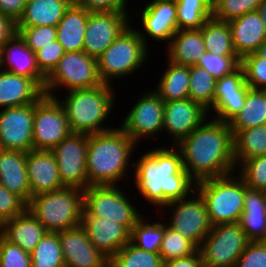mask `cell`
Wrapping results in <instances>:
<instances>
[{
  "instance_id": "obj_28",
  "label": "cell",
  "mask_w": 266,
  "mask_h": 267,
  "mask_svg": "<svg viewBox=\"0 0 266 267\" xmlns=\"http://www.w3.org/2000/svg\"><path fill=\"white\" fill-rule=\"evenodd\" d=\"M89 11L74 2L66 9L58 23L57 40L65 52L83 51Z\"/></svg>"
},
{
  "instance_id": "obj_29",
  "label": "cell",
  "mask_w": 266,
  "mask_h": 267,
  "mask_svg": "<svg viewBox=\"0 0 266 267\" xmlns=\"http://www.w3.org/2000/svg\"><path fill=\"white\" fill-rule=\"evenodd\" d=\"M46 233L44 226L28 209L4 222L3 236L28 253L34 250Z\"/></svg>"
},
{
  "instance_id": "obj_13",
  "label": "cell",
  "mask_w": 266,
  "mask_h": 267,
  "mask_svg": "<svg viewBox=\"0 0 266 267\" xmlns=\"http://www.w3.org/2000/svg\"><path fill=\"white\" fill-rule=\"evenodd\" d=\"M88 134L70 133L51 151L53 152L61 182L65 187L81 190L88 188L86 157Z\"/></svg>"
},
{
  "instance_id": "obj_21",
  "label": "cell",
  "mask_w": 266,
  "mask_h": 267,
  "mask_svg": "<svg viewBox=\"0 0 266 267\" xmlns=\"http://www.w3.org/2000/svg\"><path fill=\"white\" fill-rule=\"evenodd\" d=\"M81 226L91 243L109 260L131 240V231L122 224L96 216H82Z\"/></svg>"
},
{
  "instance_id": "obj_9",
  "label": "cell",
  "mask_w": 266,
  "mask_h": 267,
  "mask_svg": "<svg viewBox=\"0 0 266 267\" xmlns=\"http://www.w3.org/2000/svg\"><path fill=\"white\" fill-rule=\"evenodd\" d=\"M118 185H92L83 190L82 216H96L125 225L130 231L142 217ZM128 197V198H127Z\"/></svg>"
},
{
  "instance_id": "obj_15",
  "label": "cell",
  "mask_w": 266,
  "mask_h": 267,
  "mask_svg": "<svg viewBox=\"0 0 266 267\" xmlns=\"http://www.w3.org/2000/svg\"><path fill=\"white\" fill-rule=\"evenodd\" d=\"M129 11L90 12L83 51L97 59L130 24Z\"/></svg>"
},
{
  "instance_id": "obj_2",
  "label": "cell",
  "mask_w": 266,
  "mask_h": 267,
  "mask_svg": "<svg viewBox=\"0 0 266 267\" xmlns=\"http://www.w3.org/2000/svg\"><path fill=\"white\" fill-rule=\"evenodd\" d=\"M207 120L175 145L182 154L183 168L196 182L237 171L229 123L213 117Z\"/></svg>"
},
{
  "instance_id": "obj_46",
  "label": "cell",
  "mask_w": 266,
  "mask_h": 267,
  "mask_svg": "<svg viewBox=\"0 0 266 267\" xmlns=\"http://www.w3.org/2000/svg\"><path fill=\"white\" fill-rule=\"evenodd\" d=\"M17 33L35 53L57 39V29L53 26L16 27Z\"/></svg>"
},
{
  "instance_id": "obj_30",
  "label": "cell",
  "mask_w": 266,
  "mask_h": 267,
  "mask_svg": "<svg viewBox=\"0 0 266 267\" xmlns=\"http://www.w3.org/2000/svg\"><path fill=\"white\" fill-rule=\"evenodd\" d=\"M167 47L168 60L179 65H196L206 52L201 29L177 30Z\"/></svg>"
},
{
  "instance_id": "obj_43",
  "label": "cell",
  "mask_w": 266,
  "mask_h": 267,
  "mask_svg": "<svg viewBox=\"0 0 266 267\" xmlns=\"http://www.w3.org/2000/svg\"><path fill=\"white\" fill-rule=\"evenodd\" d=\"M236 168L247 187L266 192V155L247 159Z\"/></svg>"
},
{
  "instance_id": "obj_51",
  "label": "cell",
  "mask_w": 266,
  "mask_h": 267,
  "mask_svg": "<svg viewBox=\"0 0 266 267\" xmlns=\"http://www.w3.org/2000/svg\"><path fill=\"white\" fill-rule=\"evenodd\" d=\"M89 12L127 11L128 0H73Z\"/></svg>"
},
{
  "instance_id": "obj_11",
  "label": "cell",
  "mask_w": 266,
  "mask_h": 267,
  "mask_svg": "<svg viewBox=\"0 0 266 267\" xmlns=\"http://www.w3.org/2000/svg\"><path fill=\"white\" fill-rule=\"evenodd\" d=\"M71 133L66 113L57 97L43 95L34 103V150L51 151Z\"/></svg>"
},
{
  "instance_id": "obj_41",
  "label": "cell",
  "mask_w": 266,
  "mask_h": 267,
  "mask_svg": "<svg viewBox=\"0 0 266 267\" xmlns=\"http://www.w3.org/2000/svg\"><path fill=\"white\" fill-rule=\"evenodd\" d=\"M197 250L198 247L193 242L169 227L166 220L164 221V234L159 250L163 262L189 256Z\"/></svg>"
},
{
  "instance_id": "obj_57",
  "label": "cell",
  "mask_w": 266,
  "mask_h": 267,
  "mask_svg": "<svg viewBox=\"0 0 266 267\" xmlns=\"http://www.w3.org/2000/svg\"><path fill=\"white\" fill-rule=\"evenodd\" d=\"M4 222L0 219V235H3Z\"/></svg>"
},
{
  "instance_id": "obj_50",
  "label": "cell",
  "mask_w": 266,
  "mask_h": 267,
  "mask_svg": "<svg viewBox=\"0 0 266 267\" xmlns=\"http://www.w3.org/2000/svg\"><path fill=\"white\" fill-rule=\"evenodd\" d=\"M234 267H266V241L250 242Z\"/></svg>"
},
{
  "instance_id": "obj_40",
  "label": "cell",
  "mask_w": 266,
  "mask_h": 267,
  "mask_svg": "<svg viewBox=\"0 0 266 267\" xmlns=\"http://www.w3.org/2000/svg\"><path fill=\"white\" fill-rule=\"evenodd\" d=\"M145 218L142 215L133 226L130 241L145 251L159 253L164 234V220L151 223Z\"/></svg>"
},
{
  "instance_id": "obj_32",
  "label": "cell",
  "mask_w": 266,
  "mask_h": 267,
  "mask_svg": "<svg viewBox=\"0 0 266 267\" xmlns=\"http://www.w3.org/2000/svg\"><path fill=\"white\" fill-rule=\"evenodd\" d=\"M167 64L154 91L164 102L189 98V66L175 64L169 60Z\"/></svg>"
},
{
  "instance_id": "obj_56",
  "label": "cell",
  "mask_w": 266,
  "mask_h": 267,
  "mask_svg": "<svg viewBox=\"0 0 266 267\" xmlns=\"http://www.w3.org/2000/svg\"><path fill=\"white\" fill-rule=\"evenodd\" d=\"M255 53L262 58H266V40L257 48Z\"/></svg>"
},
{
  "instance_id": "obj_34",
  "label": "cell",
  "mask_w": 266,
  "mask_h": 267,
  "mask_svg": "<svg viewBox=\"0 0 266 267\" xmlns=\"http://www.w3.org/2000/svg\"><path fill=\"white\" fill-rule=\"evenodd\" d=\"M266 124V90L250 88L245 105L229 122L231 130H244Z\"/></svg>"
},
{
  "instance_id": "obj_18",
  "label": "cell",
  "mask_w": 266,
  "mask_h": 267,
  "mask_svg": "<svg viewBox=\"0 0 266 267\" xmlns=\"http://www.w3.org/2000/svg\"><path fill=\"white\" fill-rule=\"evenodd\" d=\"M141 14V24L144 31L137 30L141 39L147 44L149 39L167 42L168 45L172 36L178 30L177 26V7L175 0H151L148 2Z\"/></svg>"
},
{
  "instance_id": "obj_35",
  "label": "cell",
  "mask_w": 266,
  "mask_h": 267,
  "mask_svg": "<svg viewBox=\"0 0 266 267\" xmlns=\"http://www.w3.org/2000/svg\"><path fill=\"white\" fill-rule=\"evenodd\" d=\"M206 52L216 55H237L234 51L228 22L213 16L200 28Z\"/></svg>"
},
{
  "instance_id": "obj_44",
  "label": "cell",
  "mask_w": 266,
  "mask_h": 267,
  "mask_svg": "<svg viewBox=\"0 0 266 267\" xmlns=\"http://www.w3.org/2000/svg\"><path fill=\"white\" fill-rule=\"evenodd\" d=\"M196 65L207 70L217 80L237 70L241 66V59L237 55L205 52Z\"/></svg>"
},
{
  "instance_id": "obj_37",
  "label": "cell",
  "mask_w": 266,
  "mask_h": 267,
  "mask_svg": "<svg viewBox=\"0 0 266 267\" xmlns=\"http://www.w3.org/2000/svg\"><path fill=\"white\" fill-rule=\"evenodd\" d=\"M31 267H65L59 233L47 232L30 253Z\"/></svg>"
},
{
  "instance_id": "obj_49",
  "label": "cell",
  "mask_w": 266,
  "mask_h": 267,
  "mask_svg": "<svg viewBox=\"0 0 266 267\" xmlns=\"http://www.w3.org/2000/svg\"><path fill=\"white\" fill-rule=\"evenodd\" d=\"M26 209L27 204L19 196L0 184V219L3 222L22 214Z\"/></svg>"
},
{
  "instance_id": "obj_39",
  "label": "cell",
  "mask_w": 266,
  "mask_h": 267,
  "mask_svg": "<svg viewBox=\"0 0 266 267\" xmlns=\"http://www.w3.org/2000/svg\"><path fill=\"white\" fill-rule=\"evenodd\" d=\"M109 267H163V261L159 253L145 251L130 241L109 260Z\"/></svg>"
},
{
  "instance_id": "obj_23",
  "label": "cell",
  "mask_w": 266,
  "mask_h": 267,
  "mask_svg": "<svg viewBox=\"0 0 266 267\" xmlns=\"http://www.w3.org/2000/svg\"><path fill=\"white\" fill-rule=\"evenodd\" d=\"M26 166L31 197L64 187L52 151L33 149L27 152Z\"/></svg>"
},
{
  "instance_id": "obj_48",
  "label": "cell",
  "mask_w": 266,
  "mask_h": 267,
  "mask_svg": "<svg viewBox=\"0 0 266 267\" xmlns=\"http://www.w3.org/2000/svg\"><path fill=\"white\" fill-rule=\"evenodd\" d=\"M65 53L64 48L57 39L50 42L47 46L35 52L38 68L47 77Z\"/></svg>"
},
{
  "instance_id": "obj_25",
  "label": "cell",
  "mask_w": 266,
  "mask_h": 267,
  "mask_svg": "<svg viewBox=\"0 0 266 267\" xmlns=\"http://www.w3.org/2000/svg\"><path fill=\"white\" fill-rule=\"evenodd\" d=\"M43 95L31 78L0 69V108L36 103Z\"/></svg>"
},
{
  "instance_id": "obj_42",
  "label": "cell",
  "mask_w": 266,
  "mask_h": 267,
  "mask_svg": "<svg viewBox=\"0 0 266 267\" xmlns=\"http://www.w3.org/2000/svg\"><path fill=\"white\" fill-rule=\"evenodd\" d=\"M262 0H212V16L229 22L248 12L257 11Z\"/></svg>"
},
{
  "instance_id": "obj_26",
  "label": "cell",
  "mask_w": 266,
  "mask_h": 267,
  "mask_svg": "<svg viewBox=\"0 0 266 267\" xmlns=\"http://www.w3.org/2000/svg\"><path fill=\"white\" fill-rule=\"evenodd\" d=\"M0 184L26 204L29 203L31 192L25 152L6 149L3 151L0 155Z\"/></svg>"
},
{
  "instance_id": "obj_53",
  "label": "cell",
  "mask_w": 266,
  "mask_h": 267,
  "mask_svg": "<svg viewBox=\"0 0 266 267\" xmlns=\"http://www.w3.org/2000/svg\"><path fill=\"white\" fill-rule=\"evenodd\" d=\"M163 267H204L199 249L186 257L163 262Z\"/></svg>"
},
{
  "instance_id": "obj_6",
  "label": "cell",
  "mask_w": 266,
  "mask_h": 267,
  "mask_svg": "<svg viewBox=\"0 0 266 267\" xmlns=\"http://www.w3.org/2000/svg\"><path fill=\"white\" fill-rule=\"evenodd\" d=\"M236 176L232 173L196 183V191L206 204L212 226L239 223L244 206L245 182L239 175Z\"/></svg>"
},
{
  "instance_id": "obj_4",
  "label": "cell",
  "mask_w": 266,
  "mask_h": 267,
  "mask_svg": "<svg viewBox=\"0 0 266 267\" xmlns=\"http://www.w3.org/2000/svg\"><path fill=\"white\" fill-rule=\"evenodd\" d=\"M111 86L103 83L90 89L70 90L65 99L57 98L64 108L72 133L90 135L115 128L103 126L115 109V89Z\"/></svg>"
},
{
  "instance_id": "obj_24",
  "label": "cell",
  "mask_w": 266,
  "mask_h": 267,
  "mask_svg": "<svg viewBox=\"0 0 266 267\" xmlns=\"http://www.w3.org/2000/svg\"><path fill=\"white\" fill-rule=\"evenodd\" d=\"M235 53L241 59L254 53L266 40L263 20L257 11L248 12L228 22Z\"/></svg>"
},
{
  "instance_id": "obj_31",
  "label": "cell",
  "mask_w": 266,
  "mask_h": 267,
  "mask_svg": "<svg viewBox=\"0 0 266 267\" xmlns=\"http://www.w3.org/2000/svg\"><path fill=\"white\" fill-rule=\"evenodd\" d=\"M73 0H28L16 27H57Z\"/></svg>"
},
{
  "instance_id": "obj_45",
  "label": "cell",
  "mask_w": 266,
  "mask_h": 267,
  "mask_svg": "<svg viewBox=\"0 0 266 267\" xmlns=\"http://www.w3.org/2000/svg\"><path fill=\"white\" fill-rule=\"evenodd\" d=\"M241 67L250 88L266 90V58L255 52L247 54L241 58Z\"/></svg>"
},
{
  "instance_id": "obj_22",
  "label": "cell",
  "mask_w": 266,
  "mask_h": 267,
  "mask_svg": "<svg viewBox=\"0 0 266 267\" xmlns=\"http://www.w3.org/2000/svg\"><path fill=\"white\" fill-rule=\"evenodd\" d=\"M0 69L31 78L42 90L44 89L46 76L38 68L36 54L18 33L1 47Z\"/></svg>"
},
{
  "instance_id": "obj_55",
  "label": "cell",
  "mask_w": 266,
  "mask_h": 267,
  "mask_svg": "<svg viewBox=\"0 0 266 267\" xmlns=\"http://www.w3.org/2000/svg\"><path fill=\"white\" fill-rule=\"evenodd\" d=\"M261 19L263 20L264 28L266 30V0H262L259 8L257 9Z\"/></svg>"
},
{
  "instance_id": "obj_52",
  "label": "cell",
  "mask_w": 266,
  "mask_h": 267,
  "mask_svg": "<svg viewBox=\"0 0 266 267\" xmlns=\"http://www.w3.org/2000/svg\"><path fill=\"white\" fill-rule=\"evenodd\" d=\"M26 2L27 0H0V13L17 22L22 16Z\"/></svg>"
},
{
  "instance_id": "obj_58",
  "label": "cell",
  "mask_w": 266,
  "mask_h": 267,
  "mask_svg": "<svg viewBox=\"0 0 266 267\" xmlns=\"http://www.w3.org/2000/svg\"><path fill=\"white\" fill-rule=\"evenodd\" d=\"M4 150L5 149H4V147H3V145L1 144V141H0V155L3 153Z\"/></svg>"
},
{
  "instance_id": "obj_36",
  "label": "cell",
  "mask_w": 266,
  "mask_h": 267,
  "mask_svg": "<svg viewBox=\"0 0 266 267\" xmlns=\"http://www.w3.org/2000/svg\"><path fill=\"white\" fill-rule=\"evenodd\" d=\"M178 30L200 29L212 17V0H175Z\"/></svg>"
},
{
  "instance_id": "obj_54",
  "label": "cell",
  "mask_w": 266,
  "mask_h": 267,
  "mask_svg": "<svg viewBox=\"0 0 266 267\" xmlns=\"http://www.w3.org/2000/svg\"><path fill=\"white\" fill-rule=\"evenodd\" d=\"M17 33L16 22L0 13V49Z\"/></svg>"
},
{
  "instance_id": "obj_17",
  "label": "cell",
  "mask_w": 266,
  "mask_h": 267,
  "mask_svg": "<svg viewBox=\"0 0 266 267\" xmlns=\"http://www.w3.org/2000/svg\"><path fill=\"white\" fill-rule=\"evenodd\" d=\"M249 89L241 66L231 74L217 79L214 102L207 110L208 115L213 111L215 115L213 113L211 117L229 123L245 105Z\"/></svg>"
},
{
  "instance_id": "obj_47",
  "label": "cell",
  "mask_w": 266,
  "mask_h": 267,
  "mask_svg": "<svg viewBox=\"0 0 266 267\" xmlns=\"http://www.w3.org/2000/svg\"><path fill=\"white\" fill-rule=\"evenodd\" d=\"M0 267H31L30 253L3 236L0 240Z\"/></svg>"
},
{
  "instance_id": "obj_3",
  "label": "cell",
  "mask_w": 266,
  "mask_h": 267,
  "mask_svg": "<svg viewBox=\"0 0 266 267\" xmlns=\"http://www.w3.org/2000/svg\"><path fill=\"white\" fill-rule=\"evenodd\" d=\"M136 146L120 127L90 134L86 157L88 187L120 184L127 177L128 167L134 166L130 158Z\"/></svg>"
},
{
  "instance_id": "obj_12",
  "label": "cell",
  "mask_w": 266,
  "mask_h": 267,
  "mask_svg": "<svg viewBox=\"0 0 266 267\" xmlns=\"http://www.w3.org/2000/svg\"><path fill=\"white\" fill-rule=\"evenodd\" d=\"M192 196L169 202L163 208H171L167 225L199 248L212 225L201 195L195 190Z\"/></svg>"
},
{
  "instance_id": "obj_19",
  "label": "cell",
  "mask_w": 266,
  "mask_h": 267,
  "mask_svg": "<svg viewBox=\"0 0 266 267\" xmlns=\"http://www.w3.org/2000/svg\"><path fill=\"white\" fill-rule=\"evenodd\" d=\"M208 111L190 98L164 102L163 131L172 137V145L196 129L206 118Z\"/></svg>"
},
{
  "instance_id": "obj_7",
  "label": "cell",
  "mask_w": 266,
  "mask_h": 267,
  "mask_svg": "<svg viewBox=\"0 0 266 267\" xmlns=\"http://www.w3.org/2000/svg\"><path fill=\"white\" fill-rule=\"evenodd\" d=\"M129 24L115 41L97 58L98 73L103 83L135 73L146 63L147 47L137 29Z\"/></svg>"
},
{
  "instance_id": "obj_1",
  "label": "cell",
  "mask_w": 266,
  "mask_h": 267,
  "mask_svg": "<svg viewBox=\"0 0 266 267\" xmlns=\"http://www.w3.org/2000/svg\"><path fill=\"white\" fill-rule=\"evenodd\" d=\"M171 147L150 149L134 161L133 183L138 193L160 208L169 202L190 197L196 190L197 182L183 168L180 150L173 145Z\"/></svg>"
},
{
  "instance_id": "obj_20",
  "label": "cell",
  "mask_w": 266,
  "mask_h": 267,
  "mask_svg": "<svg viewBox=\"0 0 266 267\" xmlns=\"http://www.w3.org/2000/svg\"><path fill=\"white\" fill-rule=\"evenodd\" d=\"M59 240L65 267L109 266V259L91 243L81 225L59 232Z\"/></svg>"
},
{
  "instance_id": "obj_38",
  "label": "cell",
  "mask_w": 266,
  "mask_h": 267,
  "mask_svg": "<svg viewBox=\"0 0 266 267\" xmlns=\"http://www.w3.org/2000/svg\"><path fill=\"white\" fill-rule=\"evenodd\" d=\"M189 98L208 110L214 102L216 79L204 68L189 66Z\"/></svg>"
},
{
  "instance_id": "obj_8",
  "label": "cell",
  "mask_w": 266,
  "mask_h": 267,
  "mask_svg": "<svg viewBox=\"0 0 266 267\" xmlns=\"http://www.w3.org/2000/svg\"><path fill=\"white\" fill-rule=\"evenodd\" d=\"M101 84L103 82L98 73L97 59L87 55L84 51L66 52L46 77L43 92L45 95L55 97V92L59 90V87L70 91L90 89Z\"/></svg>"
},
{
  "instance_id": "obj_33",
  "label": "cell",
  "mask_w": 266,
  "mask_h": 267,
  "mask_svg": "<svg viewBox=\"0 0 266 267\" xmlns=\"http://www.w3.org/2000/svg\"><path fill=\"white\" fill-rule=\"evenodd\" d=\"M233 132L236 167L241 162L266 155V124Z\"/></svg>"
},
{
  "instance_id": "obj_14",
  "label": "cell",
  "mask_w": 266,
  "mask_h": 267,
  "mask_svg": "<svg viewBox=\"0 0 266 267\" xmlns=\"http://www.w3.org/2000/svg\"><path fill=\"white\" fill-rule=\"evenodd\" d=\"M119 126L136 144L147 137L163 133L164 101L149 90L139 97Z\"/></svg>"
},
{
  "instance_id": "obj_16",
  "label": "cell",
  "mask_w": 266,
  "mask_h": 267,
  "mask_svg": "<svg viewBox=\"0 0 266 267\" xmlns=\"http://www.w3.org/2000/svg\"><path fill=\"white\" fill-rule=\"evenodd\" d=\"M34 103L0 111V141L6 150H33Z\"/></svg>"
},
{
  "instance_id": "obj_27",
  "label": "cell",
  "mask_w": 266,
  "mask_h": 267,
  "mask_svg": "<svg viewBox=\"0 0 266 267\" xmlns=\"http://www.w3.org/2000/svg\"><path fill=\"white\" fill-rule=\"evenodd\" d=\"M239 224L250 242L266 241V192L245 185Z\"/></svg>"
},
{
  "instance_id": "obj_5",
  "label": "cell",
  "mask_w": 266,
  "mask_h": 267,
  "mask_svg": "<svg viewBox=\"0 0 266 267\" xmlns=\"http://www.w3.org/2000/svg\"><path fill=\"white\" fill-rule=\"evenodd\" d=\"M27 209L47 232L59 233L81 225L84 211L83 190L62 187L31 197Z\"/></svg>"
},
{
  "instance_id": "obj_10",
  "label": "cell",
  "mask_w": 266,
  "mask_h": 267,
  "mask_svg": "<svg viewBox=\"0 0 266 267\" xmlns=\"http://www.w3.org/2000/svg\"><path fill=\"white\" fill-rule=\"evenodd\" d=\"M249 243L239 223L217 224L198 249L204 266L234 267Z\"/></svg>"
}]
</instances>
